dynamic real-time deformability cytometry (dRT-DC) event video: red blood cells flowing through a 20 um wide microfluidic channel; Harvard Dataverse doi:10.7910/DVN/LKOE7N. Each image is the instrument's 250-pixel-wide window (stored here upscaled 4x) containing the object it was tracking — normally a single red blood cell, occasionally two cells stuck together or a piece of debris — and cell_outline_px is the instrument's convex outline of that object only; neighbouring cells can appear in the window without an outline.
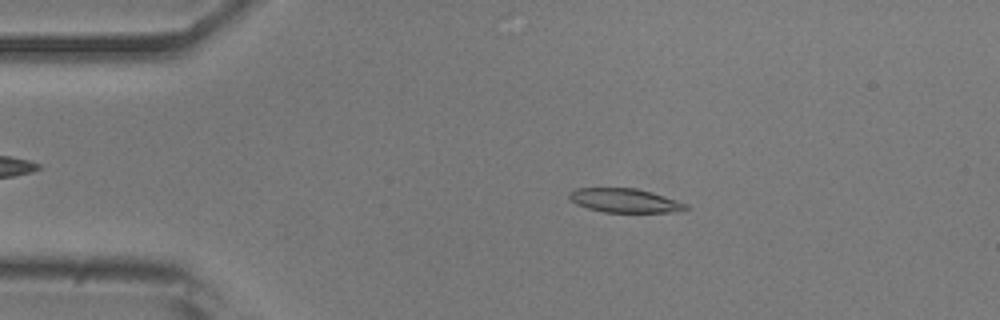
{"species": "common noctule bat (a hibernating species)", "species_latin": "Nyctalus noctula", "temperature_condition": "room temperature", "stored_images_in_passage": 51, "camera_frame_rate_fps": 3000, "um_per_image_px": 0.085, "animal": {"sex": "male", "body_mass_g": 20.5, "forearm_length_mm": 52.5}, "frame": {"image": 1, "passage_image": 9, "time_ms": 2.667, "image_size_px": [1000, 320], "cell_outline_px": [[692, 208], [668, 212], [604, 212], [588, 208], [576, 204], [568, 196], [568, 192], [576, 188], [636, 188], [652, 192], [688, 204]], "centroid_in_image_um": [53.1, 17.04], "position_along_channel_um": 31.9, "area_um2": 16.24}}
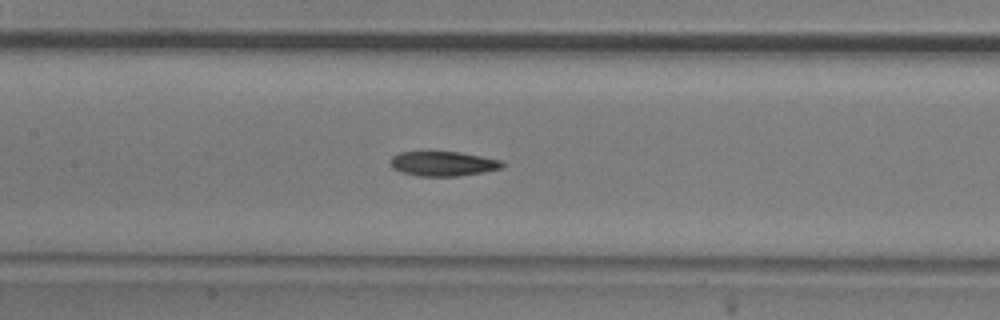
{"frame": {"image": 2, "passage_image": 23, "time_ms": 7.333, "image_size_px": [1000, 320], "cell_outline_px": [[504, 164], [500, 168], [484, 172], [460, 176], [416, 176], [400, 172], [392, 168], [388, 164], [388, 160], [392, 156], [400, 152], [460, 152], [504, 160]], "centroid_in_image_um": [37.62, 13.92], "position_along_channel_um": 169.8, "area_um2": 16.36}}
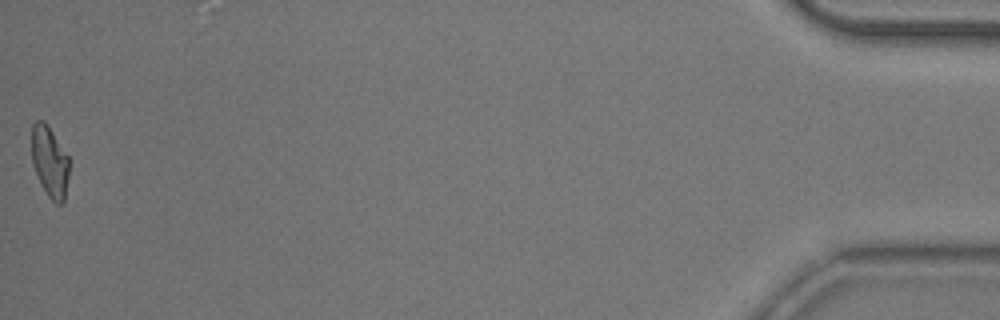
{"frame": {"image": 3, "passage_image": 51, "time_ms": 16.667, "image_size_px": [1000, 320], "cell_outline_px": [[68, 176], [64, 200], [60, 204], [56, 204], [48, 196], [32, 164], [32, 124], [36, 120], [44, 120], [48, 124], [68, 156]], "centroid_in_image_um": [4.22, 13.69], "position_along_channel_um": 431.0, "area_um2": 15.32}, "authors_computed_cell_mechanics": {"area_um2": 16.5886, "velocity_mm_per_s": 3.8679, "shape_relaxation_time_tau1_ms": null, "shape_relaxation_time_tau2_ms": 6.0301, "deformation_change_tau1": null, "deformation_change_tau2": 0.1427}}